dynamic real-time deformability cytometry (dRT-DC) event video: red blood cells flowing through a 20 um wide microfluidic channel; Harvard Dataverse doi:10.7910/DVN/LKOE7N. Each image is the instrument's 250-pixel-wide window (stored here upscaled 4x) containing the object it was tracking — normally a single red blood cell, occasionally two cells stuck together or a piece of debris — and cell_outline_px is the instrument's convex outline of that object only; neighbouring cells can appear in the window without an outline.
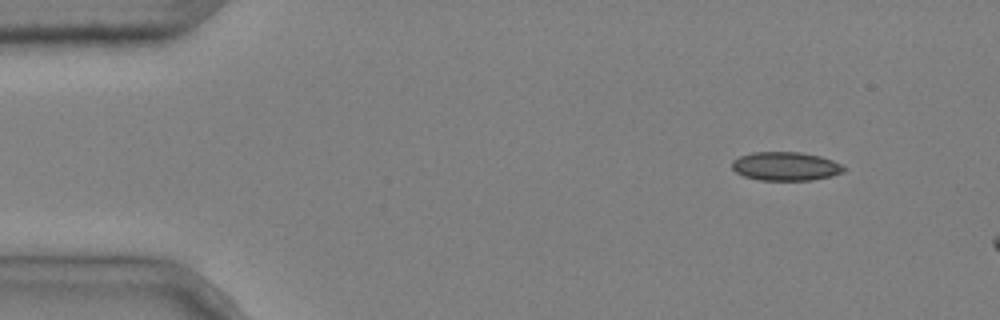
{"species": "common noctule bat (a hibernating species)", "species_latin": "Nyctalus noctula", "temperature_condition": "cold", "stored_images_in_passage": 3, "camera_frame_rate_fps": 3000, "um_per_image_px": 0.085, "animal": {"sex": "male", "body_mass_g": 20.4}, "frame": {"image": 1, "passage_image": 1, "time_ms": 0.0, "image_size_px": [1000, 320], "cell_outline_px": [[844, 172], [832, 176], [812, 180], [760, 180], [744, 176], [736, 172], [732, 168], [732, 160], [740, 156], [752, 152], [800, 152], [820, 156], [832, 160], [840, 164], [844, 168]], "centroid_in_image_um": [66.77, 14.13], "position_along_channel_um": 18.2, "area_um2": 18.67}}